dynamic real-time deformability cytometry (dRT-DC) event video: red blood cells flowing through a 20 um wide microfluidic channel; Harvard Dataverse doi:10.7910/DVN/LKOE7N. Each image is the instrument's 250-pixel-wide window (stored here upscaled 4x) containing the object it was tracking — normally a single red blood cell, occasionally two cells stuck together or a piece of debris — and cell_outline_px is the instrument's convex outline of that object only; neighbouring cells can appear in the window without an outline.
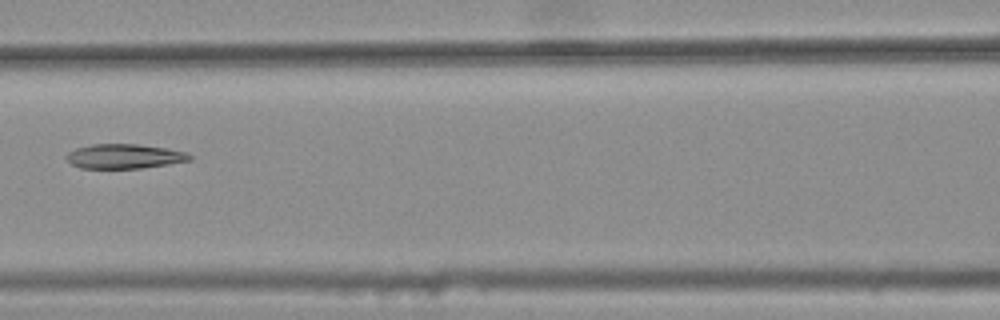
{"species": "common noctule bat (a hibernating species)", "species_latin": "Nyctalus noctula", "temperature_condition": "warm", "stored_images_in_passage": 7, "camera_frame_rate_fps": 3000, "um_per_image_px": 0.085, "animal": {"sex": "female", "body_mass_g": 25.1}, "frame": {"image": 1, "passage_image": 7, "time_ms": 2.0, "image_size_px": [1000, 320], "cell_outline_px": [[192, 160], [168, 164], [140, 168], [80, 168], [72, 164], [64, 156], [68, 152], [76, 148], [92, 144], [140, 144], [168, 148], [188, 152], [192, 156]], "centroid_in_image_um": [10.59, 13.28], "position_along_channel_um": 156.0, "area_um2": 17.74}}